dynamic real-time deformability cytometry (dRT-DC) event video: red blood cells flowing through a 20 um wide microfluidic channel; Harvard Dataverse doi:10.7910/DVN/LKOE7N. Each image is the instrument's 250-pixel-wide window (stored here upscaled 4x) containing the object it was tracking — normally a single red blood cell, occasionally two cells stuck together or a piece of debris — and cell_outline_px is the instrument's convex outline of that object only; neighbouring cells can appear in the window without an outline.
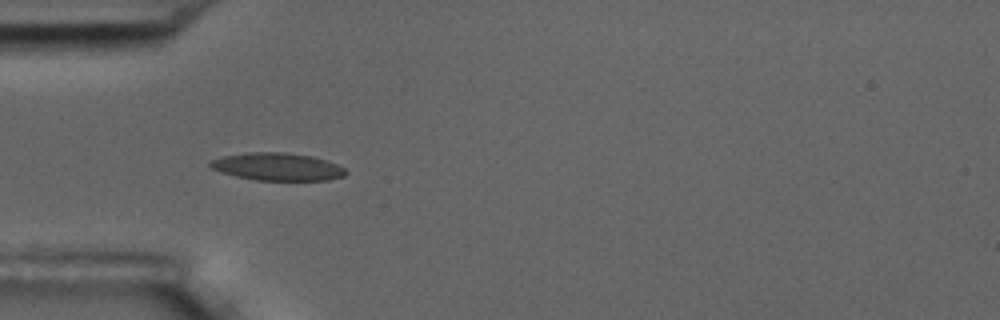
{"species": "common noctule bat (a hibernating species)", "species_latin": "Nyctalus noctula", "temperature_condition": "room temperature", "stored_images_in_passage": 6, "camera_frame_rate_fps": 3000, "um_per_image_px": 0.085, "animal": {"sex": "male", "body_mass_g": 17.5, "forearm_length_mm": 52.3}, "frame": {"image": 1, "passage_image": 1, "time_ms": 0.0, "image_size_px": [1000, 320], "cell_outline_px": [[348, 172], [344, 176], [328, 180], [256, 180], [236, 176], [220, 172], [212, 168], [208, 164], [208, 160], [224, 156], [248, 152], [284, 152], [312, 156], [336, 164], [344, 168]], "centroid_in_image_um": [23.55, 14.17], "position_along_channel_um": 61.4, "area_um2": 21.79}}
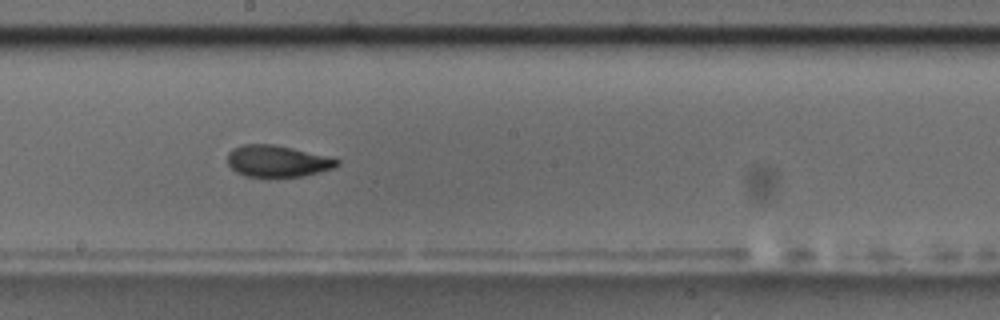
{"frame": {"image": 2, "passage_image": 5, "time_ms": 4.667, "image_size_px": [1000, 320], "cell_outline_px": [[340, 164], [332, 168], [304, 176], [244, 176], [236, 172], [228, 164], [228, 152], [232, 148], [244, 144], [272, 144], [292, 148], [340, 160]], "centroid_in_image_um": [23.53, 13.69], "position_along_channel_um": 224.7, "area_um2": 19.83}}
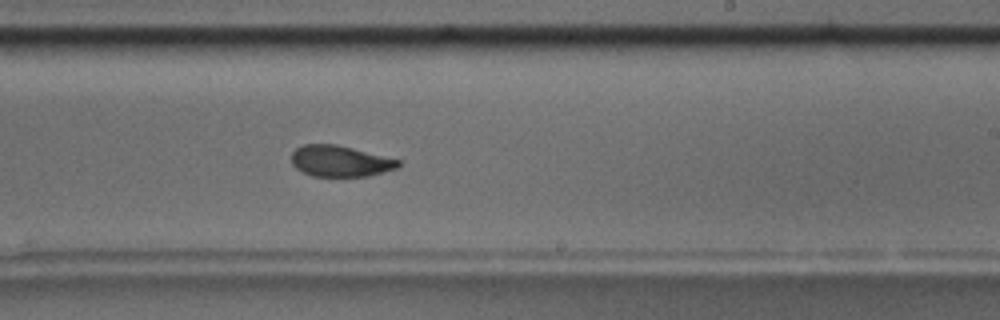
{"frame": {"image": 3, "passage_image": 6, "time_ms": 5.667, "image_size_px": [1000, 320], "cell_outline_px": [[400, 164], [396, 168], [368, 176], [312, 176], [296, 168], [292, 164], [292, 152], [296, 148], [304, 144], [336, 144], [400, 160]], "centroid_in_image_um": [28.88, 13.69], "position_along_channel_um": 260.1, "area_um2": 19.13}}